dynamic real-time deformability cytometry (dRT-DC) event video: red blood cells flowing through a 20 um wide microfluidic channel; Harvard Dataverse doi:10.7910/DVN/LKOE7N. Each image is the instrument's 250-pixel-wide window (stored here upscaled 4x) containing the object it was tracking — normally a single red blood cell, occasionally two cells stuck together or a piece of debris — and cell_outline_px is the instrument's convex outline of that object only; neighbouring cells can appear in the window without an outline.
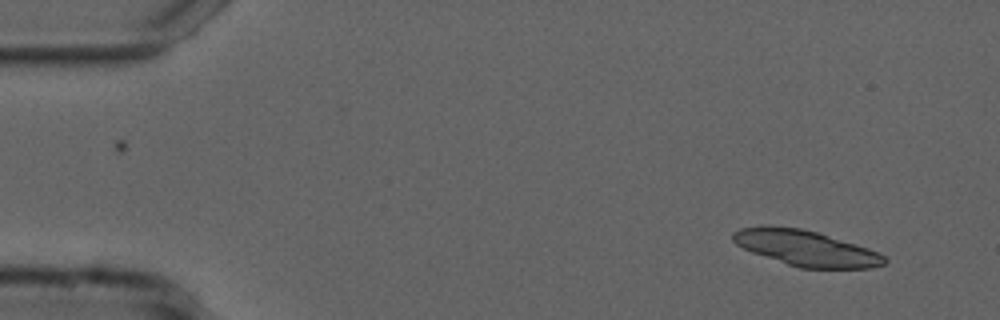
{"species": "common noctule bat (a hibernating species)", "species_latin": "Nyctalus noctula", "temperature_condition": "cold", "stored_images_in_passage": 51, "camera_frame_rate_fps": 3000, "um_per_image_px": 0.085, "animal": {"sex": "male", "forearm_length_mm": 52.5}, "frame": {"image": 1, "passage_image": 1, "time_ms": 0.0, "image_size_px": [1000, 320], "cell_outline_px": [[888, 260], [884, 264], [872, 268], [800, 268], [752, 252], [736, 244], [732, 240], [732, 232], [740, 228], [760, 224], [800, 228], [816, 232], [856, 244], [868, 248], [884, 256]], "centroid_in_image_um": [68.46, 21.07], "position_along_channel_um": 16.5, "area_um2": 31.33}}
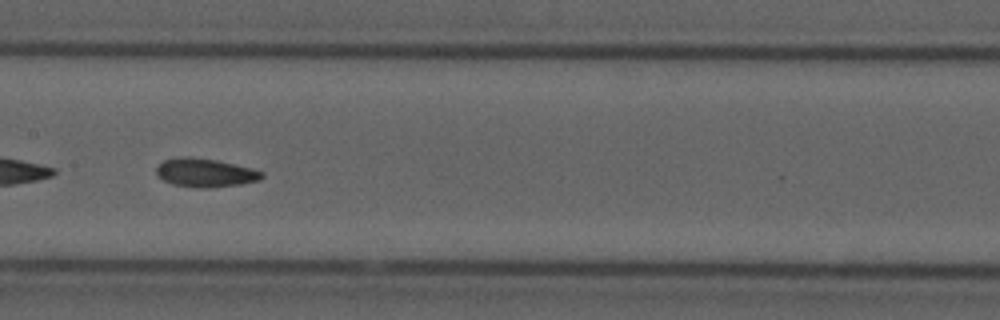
{"frame": {"image": 2, "passage_image": 24, "time_ms": 7.667, "image_size_px": [1000, 320], "cell_outline_px": [[264, 176], [260, 180], [240, 184], [208, 188], [196, 188], [172, 184], [156, 176], [156, 168], [164, 160], [180, 156], [192, 156], [216, 160], [252, 168], [264, 172]], "centroid_in_image_um": [17.43, 14.68], "position_along_channel_um": 190.0, "area_um2": 17.74}}
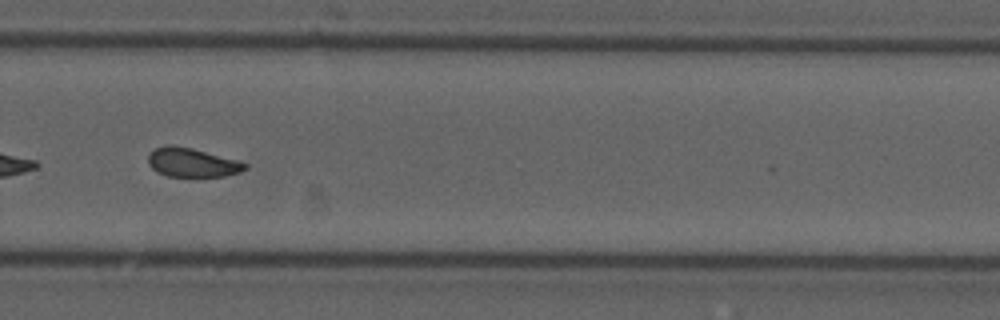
{"frame": {"image": 3, "passage_image": 34, "time_ms": 11.0, "image_size_px": [1000, 320], "cell_outline_px": [[248, 168], [240, 172], [224, 176], [168, 176], [156, 172], [148, 164], [148, 156], [152, 148], [168, 144], [172, 144], [192, 148], [236, 160], [248, 164]], "centroid_in_image_um": [16.28, 13.8], "position_along_channel_um": 313.5, "area_um2": 16.42}, "authors_computed_cell_mechanics": {"area_um2": 17.2822, "velocity_mm_per_s": 3.7226, "shape_relaxation_time_tau1_ms": null, "shape_relaxation_time_tau2_ms": 1.8756, "deformation_change_tau1": null, "deformation_change_tau2": 0.0703}}